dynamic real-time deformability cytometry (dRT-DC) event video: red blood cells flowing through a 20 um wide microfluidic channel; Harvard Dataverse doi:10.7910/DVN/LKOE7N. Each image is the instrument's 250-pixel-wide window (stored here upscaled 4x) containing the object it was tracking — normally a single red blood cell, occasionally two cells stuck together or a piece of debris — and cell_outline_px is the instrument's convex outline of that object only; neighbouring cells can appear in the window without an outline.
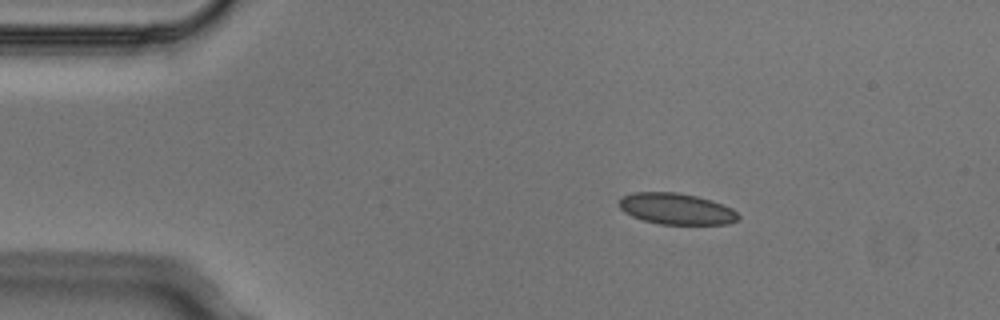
{"species": "Egyptian fruit bat (a non-hibernating species)", "species_latin": "Rousettus aegyptiacus", "temperature_condition": "cold", "stored_images_in_passage": 2, "camera_frame_rate_fps": 3000, "um_per_image_px": 0.085, "animal": {"sex": "male"}, "frame": {"image": 1, "passage_image": 1, "time_ms": 0.0, "image_size_px": [1000, 320], "cell_outline_px": [[740, 216], [736, 220], [728, 224], [660, 224], [644, 220], [632, 216], [624, 212], [616, 204], [624, 196], [632, 192], [676, 192], [696, 196], [712, 200], [732, 208]], "centroid_in_image_um": [57.47, 17.74], "position_along_channel_um": 27.5, "area_um2": 21.68}}